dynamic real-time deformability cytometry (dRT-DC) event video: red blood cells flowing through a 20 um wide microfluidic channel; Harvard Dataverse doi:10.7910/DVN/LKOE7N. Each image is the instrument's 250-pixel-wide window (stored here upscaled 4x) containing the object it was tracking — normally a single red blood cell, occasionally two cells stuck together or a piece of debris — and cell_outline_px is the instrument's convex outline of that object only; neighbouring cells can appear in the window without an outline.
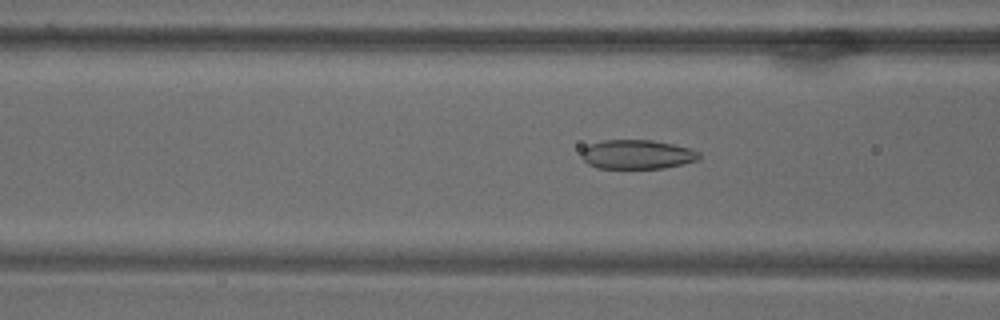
{"species": "common noctule bat (a hibernating species)", "species_latin": "Nyctalus noctula", "temperature_condition": "warm", "stored_images_in_passage": 70, "camera_frame_rate_fps": 3000, "um_per_image_px": 0.085, "animal": {"sex": "male", "body_mass_g": 18.8}, "frame": {"image": 1, "passage_image": 28, "time_ms": 9.0, "image_size_px": [1000, 320], "cell_outline_px": [[700, 156], [696, 160], [664, 168], [596, 168], [588, 164], [580, 156], [580, 152], [584, 148], [592, 144], [604, 140], [652, 140], [672, 144], [688, 148], [700, 152]], "centroid_in_image_um": [54.11, 13.13], "position_along_channel_um": 112.5, "area_um2": 19.83}}
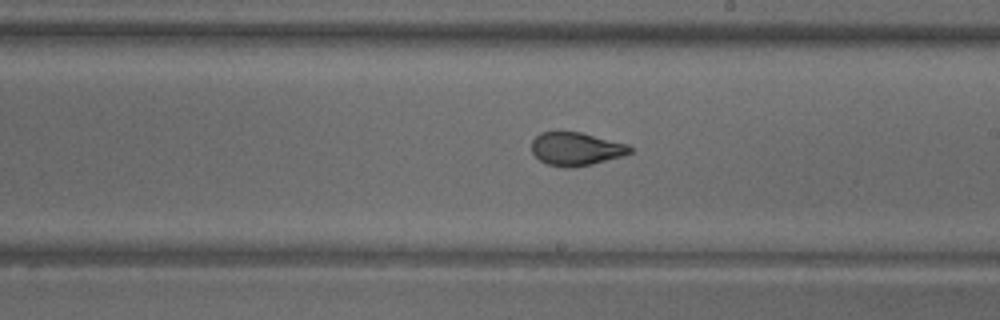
{"frame": {"image": 2, "passage_image": 41, "time_ms": 13.333, "image_size_px": [1000, 320], "cell_outline_px": [[632, 152], [624, 156], [592, 164], [572, 168], [568, 168], [548, 164], [540, 160], [532, 152], [532, 140], [540, 132], [580, 132], [628, 144], [632, 148]], "centroid_in_image_um": [48.98, 12.66], "position_along_channel_um": 240.0, "area_um2": 19.02}}
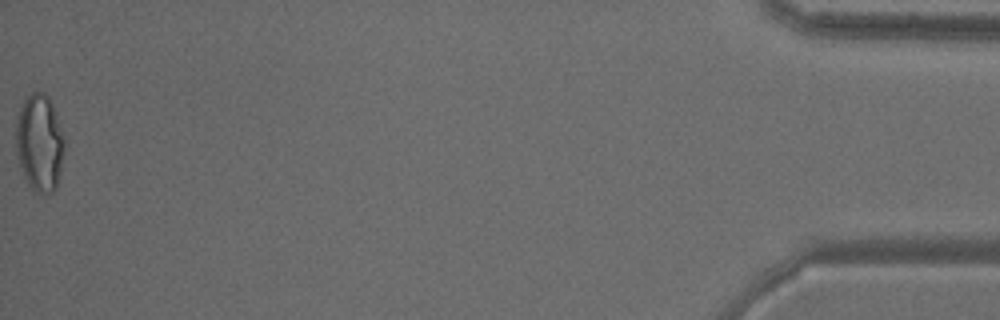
{"frame": {"image": 3, "passage_image": 70, "time_ms": 23.0, "image_size_px": [1000, 320], "cell_outline_px": [[64, 152], [60, 172], [56, 188], [52, 192], [44, 196], [36, 192], [28, 184], [24, 176], [16, 152], [16, 120], [20, 108], [24, 100], [32, 92], [44, 92], [48, 96], [56, 112], [64, 140]], "centroid_in_image_um": [3.36, 12.16], "position_along_channel_um": 431.8, "area_um2": 27.51}}